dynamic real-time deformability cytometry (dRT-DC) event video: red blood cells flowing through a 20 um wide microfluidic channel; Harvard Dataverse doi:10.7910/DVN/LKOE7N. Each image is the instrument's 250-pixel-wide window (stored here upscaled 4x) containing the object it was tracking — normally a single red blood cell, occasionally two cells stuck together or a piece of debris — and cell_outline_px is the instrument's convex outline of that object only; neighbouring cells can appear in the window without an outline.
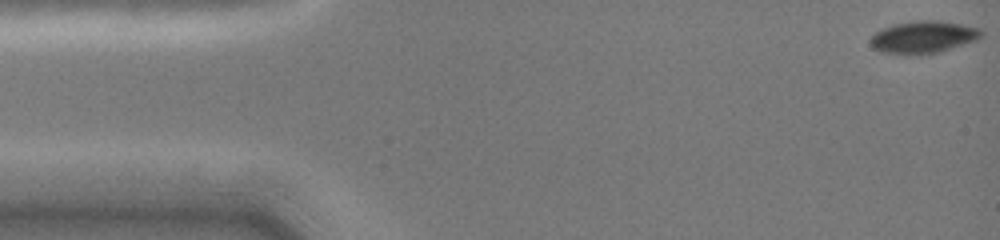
{"species": "common noctule bat (a hibernating species)", "species_latin": "Nyctalus noctula", "temperature_condition": "cold", "stored_images_in_passage": 45, "camera_frame_rate_fps": 3000, "um_per_image_px": 0.085, "animal": {"sex": "female", "body_mass_g": 19.0, "forearm_length_mm": 51.5}, "frame": {"image": 1, "passage_image": 1, "time_ms": 0.0, "image_size_px": [1000, 240], "cell_outline_px": [[984, 36], [976, 40], [940, 52], [920, 56], [908, 56], [880, 52], [872, 48], [872, 36], [876, 32], [884, 28], [896, 24], [916, 20], [928, 20], [960, 24], [980, 28], [984, 32]], "centroid_in_image_um": [78.5, 3.19], "position_along_channel_um": 6.5, "area_um2": 21.04}}
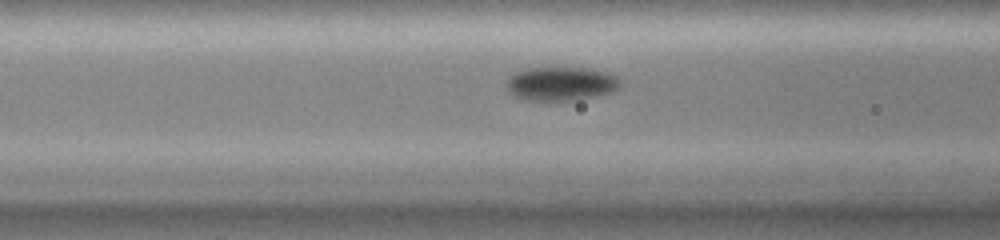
{"frame": {"image": 2, "passage_image": 18, "time_ms": 5.667, "image_size_px": [1000, 240], "cell_outline_px": [[620, 84], [612, 92], [576, 100], [520, 100], [512, 96], [508, 92], [508, 76], [524, 68], [584, 68], [604, 72], [616, 76], [620, 80]], "centroid_in_image_um": [47.62, 7.12], "position_along_channel_um": 119.0, "area_um2": 22.31}}
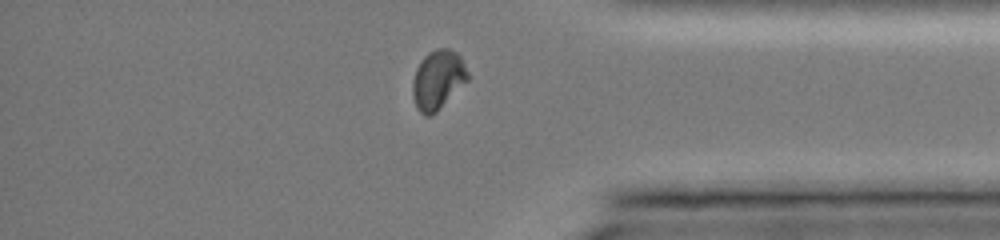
{"frame": {"image": 3, "passage_image": 39, "time_ms": 12.667, "image_size_px": [1000, 240], "cell_outline_px": [[472, 76], [436, 112], [428, 116], [424, 116], [416, 108], [412, 96], [412, 80], [416, 68], [420, 60], [428, 52], [436, 48], [448, 48], [456, 52], [460, 56]], "centroid_in_image_um": [37.22, 6.76], "position_along_channel_um": 398.0, "area_um2": 19.36}, "authors_computed_cell_mechanics": {"area_um2": 21.0392, "velocity_mm_per_s": 4.0694, "shape_relaxation_time_tau1_ms": 6.7227, "shape_relaxation_time_tau2_ms": null, "deformation_change_tau1": 0.1388, "deformation_change_tau2": null}}